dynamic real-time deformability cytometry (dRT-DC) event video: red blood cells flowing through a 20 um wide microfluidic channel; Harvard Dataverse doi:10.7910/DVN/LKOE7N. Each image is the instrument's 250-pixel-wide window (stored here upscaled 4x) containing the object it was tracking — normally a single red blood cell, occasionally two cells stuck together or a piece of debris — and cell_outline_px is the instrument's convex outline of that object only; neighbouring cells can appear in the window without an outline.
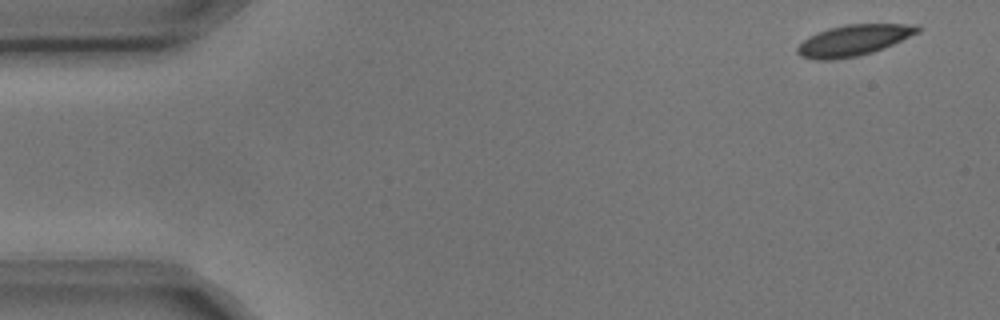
{"species": "common noctule bat (a hibernating species)", "species_latin": "Nyctalus noctula", "temperature_condition": "cold", "stored_images_in_passage": 4, "camera_frame_rate_fps": 3000, "um_per_image_px": 0.085, "animal": {"sex": "male", "body_mass_g": 17.9, "forearm_length_mm": 54.2}, "frame": {"image": 1, "passage_image": 1, "time_ms": 0.0, "image_size_px": [1000, 320], "cell_outline_px": [[924, 28], [920, 32], [884, 48], [872, 52], [856, 56], [832, 60], [816, 60], [800, 56], [796, 52], [796, 48], [808, 36], [816, 32], [828, 28], [844, 24], [920, 24]], "centroid_in_image_um": [72.58, 3.41], "position_along_channel_um": 12.4, "area_um2": 21.96}}
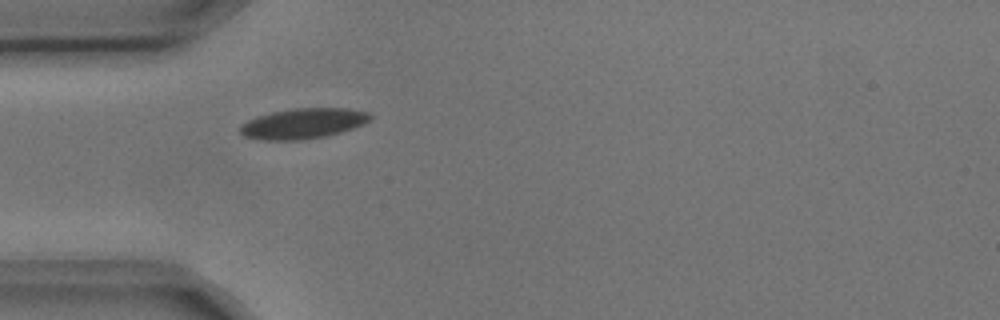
{"frame": {"image": 2, "passage_image": 4, "time_ms": 1.0, "image_size_px": [1000, 320], "cell_outline_px": [[372, 116], [364, 124], [340, 132], [324, 136], [304, 140], [260, 140], [244, 136], [240, 132], [240, 124], [256, 116], [272, 112], [292, 108], [344, 108], [368, 112]], "centroid_in_image_um": [25.72, 10.5], "position_along_channel_um": 59.3, "area_um2": 23.0}}